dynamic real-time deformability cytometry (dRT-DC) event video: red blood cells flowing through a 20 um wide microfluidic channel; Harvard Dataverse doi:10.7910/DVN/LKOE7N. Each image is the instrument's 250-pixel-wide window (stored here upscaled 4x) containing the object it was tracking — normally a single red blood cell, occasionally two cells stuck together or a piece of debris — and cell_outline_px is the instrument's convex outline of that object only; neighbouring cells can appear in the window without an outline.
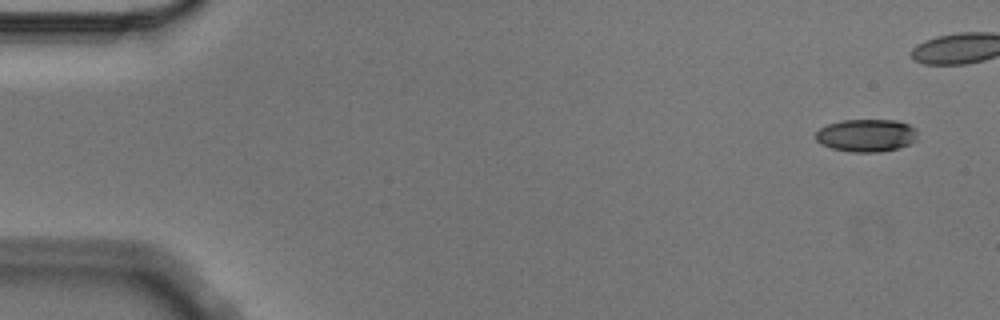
{"species": "Egyptian fruit bat (a non-hibernating species)", "species_latin": "Rousettus aegyptiacus", "temperature_condition": "cold", "stored_images_in_passage": 5, "camera_frame_rate_fps": 3000, "um_per_image_px": 0.085, "animal": {"sex": "male"}, "frame": {"image": 1, "passage_image": 1, "time_ms": 0.0, "image_size_px": [1000, 320], "cell_outline_px": [[916, 140], [900, 148], [880, 152], [852, 152], [832, 148], [820, 144], [816, 140], [816, 132], [820, 128], [828, 124], [840, 120], [900, 120], [916, 128]], "centroid_in_image_um": [73.65, 11.5], "position_along_channel_um": 11.4, "area_um2": 19.54}}